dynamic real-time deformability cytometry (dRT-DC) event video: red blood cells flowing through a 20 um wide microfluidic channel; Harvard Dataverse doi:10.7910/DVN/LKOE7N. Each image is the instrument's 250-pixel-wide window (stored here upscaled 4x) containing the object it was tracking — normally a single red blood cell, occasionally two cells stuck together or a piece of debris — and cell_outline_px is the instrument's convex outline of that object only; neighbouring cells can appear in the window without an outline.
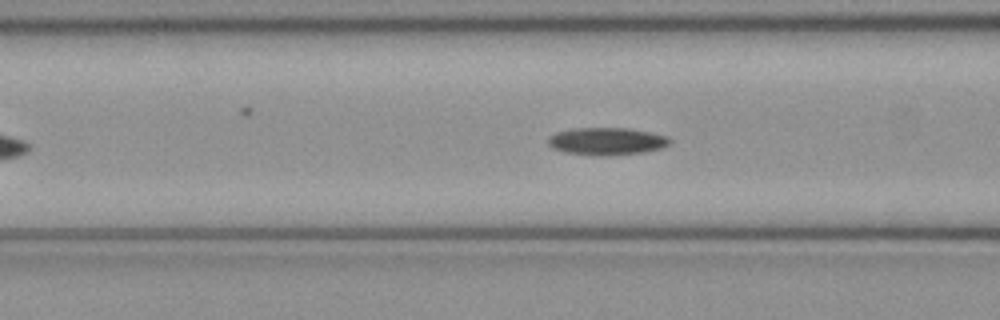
{"species": "common noctule bat (a hibernating species)", "species_latin": "Nyctalus noctula", "temperature_condition": "cold", "stored_images_in_passage": 47, "camera_frame_rate_fps": 3000, "um_per_image_px": 0.085, "animal": {"sex": "female", "body_mass_g": 21.9}, "frame": {"image": 1, "passage_image": 15, "time_ms": 4.667, "image_size_px": [1000, 320], "cell_outline_px": [[672, 140], [664, 148], [644, 152], [608, 156], [592, 156], [564, 152], [552, 148], [548, 144], [548, 136], [556, 132], [572, 128], [628, 128], [668, 136]], "centroid_in_image_um": [51.55, 12.02], "position_along_channel_um": 115.0, "area_um2": 19.77}}
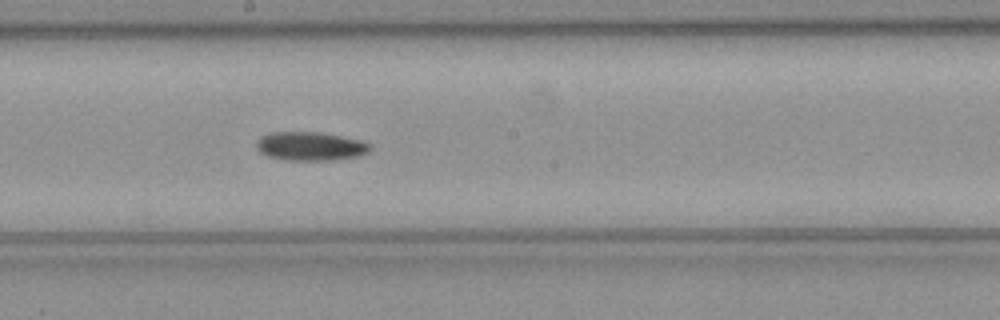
{"frame": {"image": 2, "passage_image": 23, "time_ms": 7.333, "image_size_px": [1000, 320], "cell_outline_px": [[372, 148], [368, 152], [360, 156], [332, 160], [284, 160], [268, 156], [260, 152], [256, 148], [256, 144], [260, 136], [272, 132], [316, 132], [340, 136], [360, 140], [372, 144]], "centroid_in_image_um": [26.39, 12.43], "position_along_channel_um": 221.8, "area_um2": 19.07}}
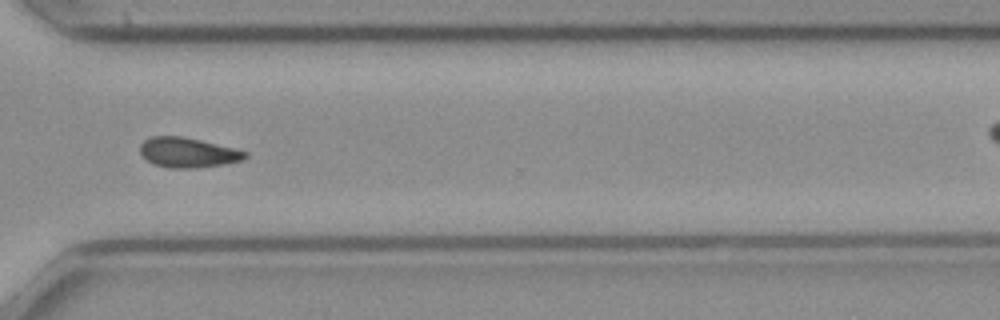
{"frame": {"image": 3, "passage_image": 33, "time_ms": 10.667, "image_size_px": [1000, 320], "cell_outline_px": [[248, 156], [240, 160], [224, 164], [196, 168], [168, 168], [152, 164], [140, 156], [140, 144], [144, 140], [152, 136], [180, 136], [200, 140], [248, 152]], "centroid_in_image_um": [15.9, 12.97], "position_along_channel_um": 354.7, "area_um2": 18.32}, "authors_computed_cell_mechanics": {"area_um2": 18.6116, "velocity_mm_per_s": 3.9876, "shape_relaxation_time_tau1_ms": 5.4784, "shape_relaxation_time_tau2_ms": null, "deformation_change_tau1": 0.1229, "deformation_change_tau2": null}}